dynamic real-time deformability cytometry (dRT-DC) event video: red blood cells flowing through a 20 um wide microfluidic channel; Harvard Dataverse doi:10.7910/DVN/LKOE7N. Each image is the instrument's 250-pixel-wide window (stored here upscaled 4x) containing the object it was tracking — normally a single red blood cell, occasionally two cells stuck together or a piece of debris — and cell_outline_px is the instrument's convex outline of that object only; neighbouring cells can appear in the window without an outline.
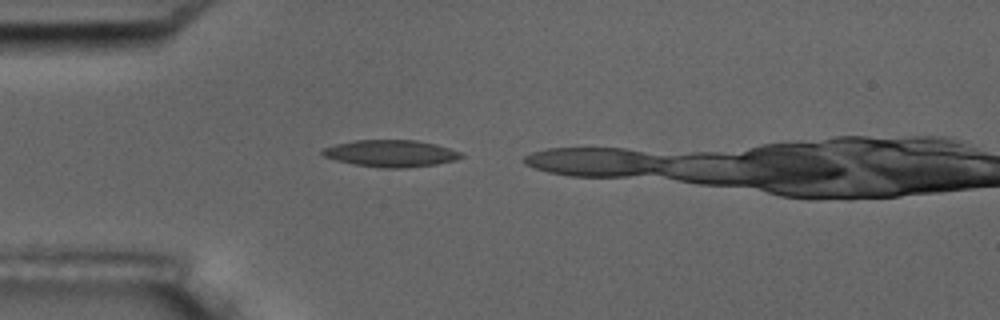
{"species": "common noctule bat (a hibernating species)", "species_latin": "Nyctalus noctula", "temperature_condition": "room temperature", "stored_images_in_passage": 3, "camera_frame_rate_fps": 3000, "um_per_image_px": 0.085, "animal": {"sex": "male", "body_mass_g": 17.5, "forearm_length_mm": 52.3}, "frame": {"image": 1, "passage_image": 1, "time_ms": 0.0, "image_size_px": [1000, 320], "cell_outline_px": [[464, 156], [456, 160], [436, 164], [404, 168], [384, 168], [352, 164], [336, 160], [324, 156], [320, 152], [324, 148], [336, 144], [356, 140], [416, 140], [436, 144], [460, 152]], "centroid_in_image_um": [33.22, 13.04], "position_along_channel_um": 51.8, "area_um2": 21.62}}